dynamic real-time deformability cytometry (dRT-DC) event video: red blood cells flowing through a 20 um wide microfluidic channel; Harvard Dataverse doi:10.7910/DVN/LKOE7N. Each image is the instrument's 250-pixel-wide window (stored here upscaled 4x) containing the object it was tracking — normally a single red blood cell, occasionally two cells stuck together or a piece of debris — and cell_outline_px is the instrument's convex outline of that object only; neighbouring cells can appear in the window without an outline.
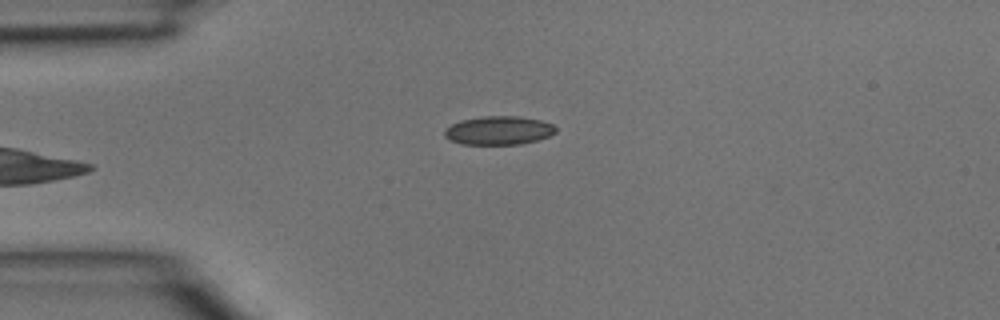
{"species": "common noctule bat (a hibernating species)", "species_latin": "Nyctalus noctula", "temperature_condition": "room temperature", "stored_images_in_passage": 4, "camera_frame_rate_fps": 3000, "um_per_image_px": 0.085, "animal": {"sex": "male", "body_mass_g": 15.6}, "frame": {"image": 1, "passage_image": 4, "time_ms": 1.0, "image_size_px": [1000, 320], "cell_outline_px": [[556, 132], [548, 136], [536, 140], [520, 144], [460, 144], [444, 136], [444, 128], [460, 120], [480, 116], [520, 116], [540, 120], [552, 124], [556, 128]], "centroid_in_image_um": [42.36, 11.08], "position_along_channel_um": 42.6, "area_um2": 18.55}}